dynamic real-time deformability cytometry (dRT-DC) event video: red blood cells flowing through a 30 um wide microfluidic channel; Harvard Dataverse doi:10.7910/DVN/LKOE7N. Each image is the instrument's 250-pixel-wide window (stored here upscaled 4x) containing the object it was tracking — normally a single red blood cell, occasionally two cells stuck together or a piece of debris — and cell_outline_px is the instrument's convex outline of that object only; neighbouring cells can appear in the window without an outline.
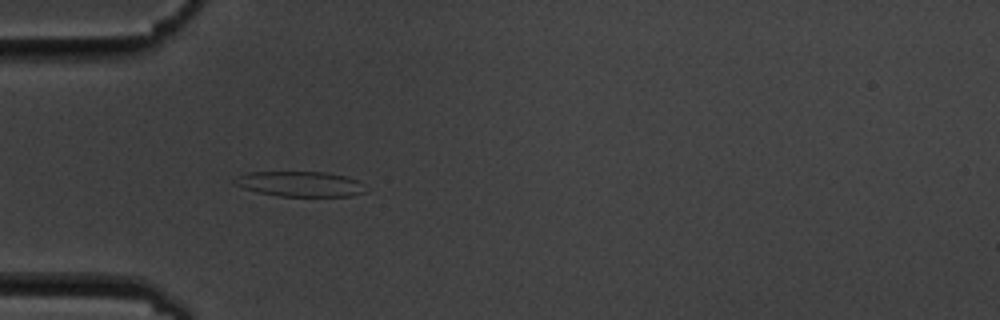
{"species": "common noctule bat (a hibernating species)", "species_latin": "Nyctalus noctula", "temperature_condition": "cold", "stored_images_in_passage": 4, "camera_frame_rate_fps": 3000, "um_per_image_px": 0.085, "animal": {"sex": "male", "body_mass_g": 19.5, "forearm_length_mm": 54.6}, "frame": {"image": 1, "passage_image": 4, "time_ms": 3.667, "image_size_px": [1000, 320], "cell_outline_px": [[368, 192], [352, 196], [280, 196], [256, 192], [244, 188], [236, 184], [232, 180], [248, 172], [324, 172], [348, 176], [360, 180]], "centroid_in_image_um": [25.59, 15.64], "position_along_channel_um": 59.4, "area_um2": 19.36}}